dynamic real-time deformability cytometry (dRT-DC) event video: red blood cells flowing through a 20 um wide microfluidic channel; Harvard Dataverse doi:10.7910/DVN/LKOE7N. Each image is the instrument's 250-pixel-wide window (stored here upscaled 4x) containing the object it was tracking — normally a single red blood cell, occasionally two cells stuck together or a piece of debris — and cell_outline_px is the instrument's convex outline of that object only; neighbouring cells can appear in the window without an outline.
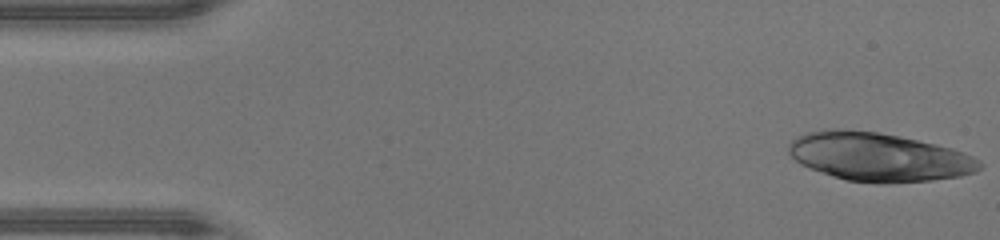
{"species": "human", "species_latin": "Homo sapiens", "temperature_condition": "warm", "stored_images_in_passage": 45, "camera_frame_rate_fps": 3000, "um_per_image_px": 0.085, "donor": {"sex": "male"}, "frame": {"image": 1, "passage_image": 1, "time_ms": 0.0, "image_size_px": [1000, 240], "cell_outline_px": [[984, 164], [976, 172], [960, 176], [932, 180], [888, 184], [876, 184], [844, 180], [832, 176], [800, 164], [788, 152], [788, 144], [796, 136], [820, 128], [840, 128], [880, 132], [900, 136], [936, 144], [952, 148], [964, 152], [980, 160]], "centroid_in_image_um": [74.68, 13.33], "position_along_channel_um": 10.3, "area_um2": 54.74}}
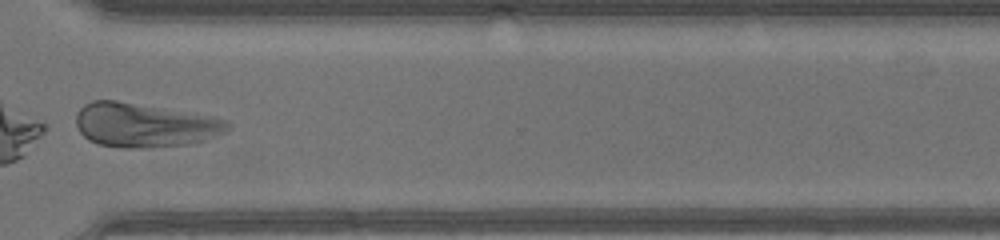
{"frame": {"image": 2, "passage_image": 34, "time_ms": 11.0, "image_size_px": [1000, 240], "cell_outline_px": [[232, 124], [224, 132], [204, 140], [188, 144], [148, 148], [120, 148], [100, 144], [88, 140], [80, 132], [76, 124], [76, 112], [84, 104], [92, 100], [116, 100], [228, 120]], "centroid_in_image_um": [12.21, 10.65], "position_along_channel_um": 358.4, "area_um2": 38.55}}